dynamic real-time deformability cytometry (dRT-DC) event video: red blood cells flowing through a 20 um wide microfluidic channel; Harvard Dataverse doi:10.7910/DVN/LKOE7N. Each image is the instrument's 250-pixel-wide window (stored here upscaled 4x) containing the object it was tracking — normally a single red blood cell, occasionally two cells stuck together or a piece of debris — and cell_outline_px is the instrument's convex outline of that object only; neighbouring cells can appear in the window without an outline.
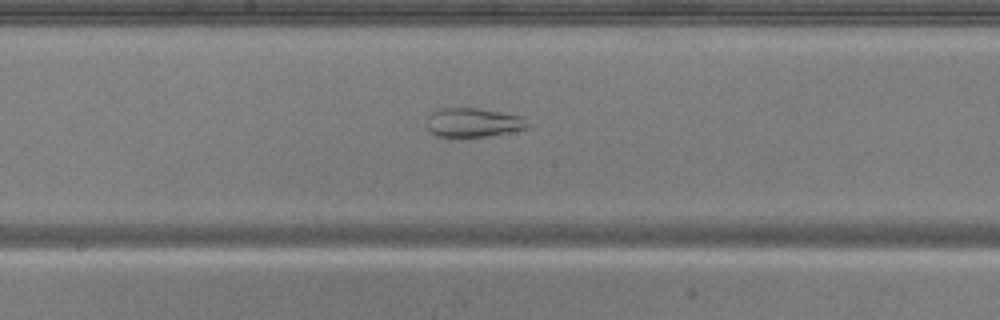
{"species": "common noctule bat (a hibernating species)", "species_latin": "Nyctalus noctula", "temperature_condition": "warm", "stored_images_in_passage": 51, "segment_of_instrument_passage": [2, 2], "camera_frame_rate_fps": 3000, "um_per_image_px": 0.085, "animal": {"sex": "male", "body_mass_g": 20.5, "forearm_length_mm": 52.5}, "frame": {"image": 1, "passage_image": 26, "time_ms": 8.333, "image_size_px": [1000, 320], "cell_outline_px": [[532, 124], [528, 128], [508, 132], [484, 136], [436, 136], [428, 128], [428, 116], [432, 112], [440, 108], [476, 108], [500, 112], [520, 116]], "centroid_in_image_um": [40.24, 10.4], "position_along_channel_um": 208.0, "area_um2": 16.76}}
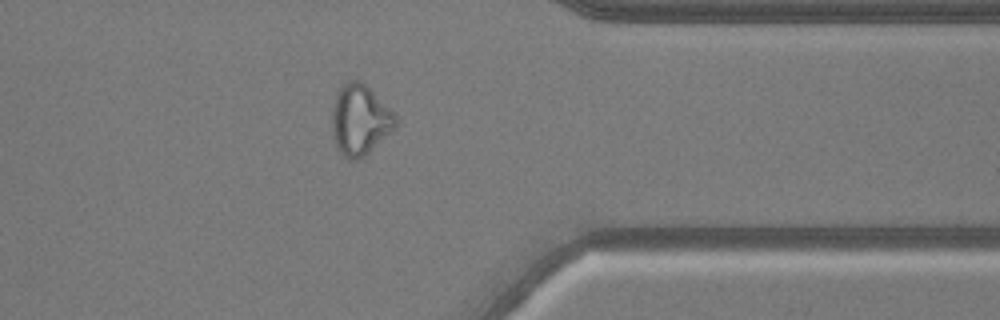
{"frame": {"image": 2, "passage_image": 40, "time_ms": 13.0, "image_size_px": [1000, 320], "cell_outline_px": [[396, 124], [364, 156], [356, 160], [352, 160], [344, 156], [336, 148], [332, 132], [332, 108], [336, 92], [348, 80], [360, 80], [396, 116]], "centroid_in_image_um": [30.52, 10.18], "position_along_channel_um": 380.9, "area_um2": 25.32}}
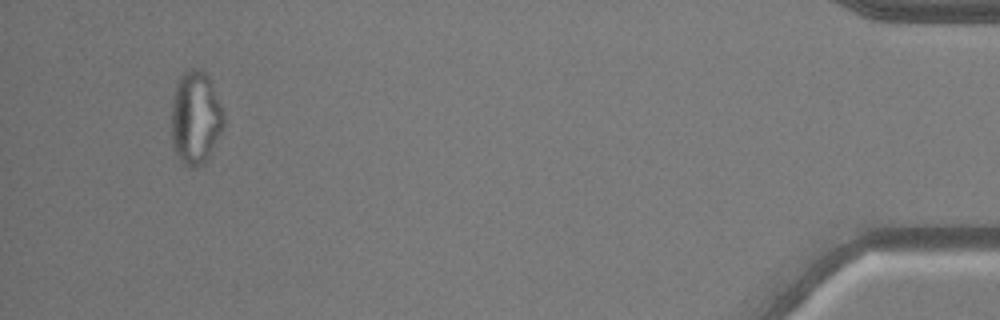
{"frame": {"image": 3, "passage_image": 48, "time_ms": 15.667, "image_size_px": [1000, 320], "cell_outline_px": [[224, 124], [204, 164], [196, 168], [188, 168], [176, 156], [172, 144], [172, 100], [176, 84], [180, 76], [184, 72], [192, 68], [196, 68], [204, 72], [208, 76], [224, 112]], "centroid_in_image_um": [16.6, 10.03], "position_along_channel_um": 418.6, "area_um2": 28.32}}